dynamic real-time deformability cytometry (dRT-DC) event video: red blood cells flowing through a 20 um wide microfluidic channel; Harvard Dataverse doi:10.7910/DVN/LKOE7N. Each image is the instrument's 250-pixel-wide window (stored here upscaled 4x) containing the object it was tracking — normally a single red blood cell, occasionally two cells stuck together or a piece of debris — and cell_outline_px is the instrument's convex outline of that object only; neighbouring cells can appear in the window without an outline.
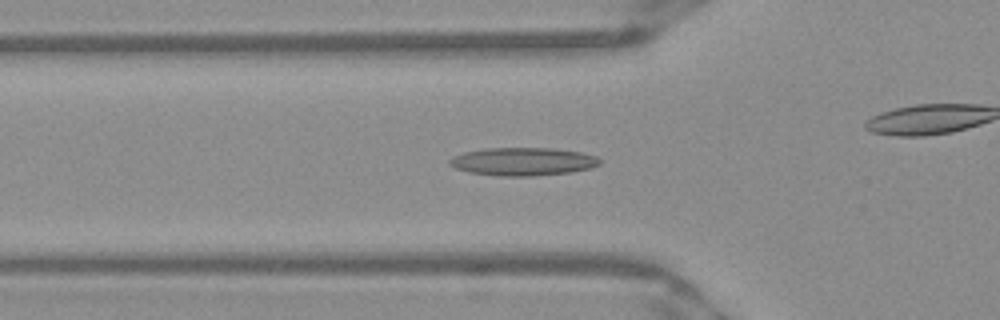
{"species": "Egyptian fruit bat (a non-hibernating species)", "species_latin": "Rousettus aegyptiacus", "temperature_condition": "warm", "stored_images_in_passage": 38, "camera_frame_rate_fps": 3000, "um_per_image_px": 0.085, "frame": {"image": 1, "passage_image": 8, "time_ms": 2.333, "image_size_px": [1000, 320], "cell_outline_px": [[600, 164], [592, 168], [572, 172], [532, 176], [500, 176], [468, 172], [456, 168], [448, 164], [448, 160], [452, 156], [464, 152], [488, 148], [552, 148], [580, 152], [596, 156], [600, 160]], "centroid_in_image_um": [44.44, 13.73], "position_along_channel_um": 81.4, "area_um2": 24.62}}
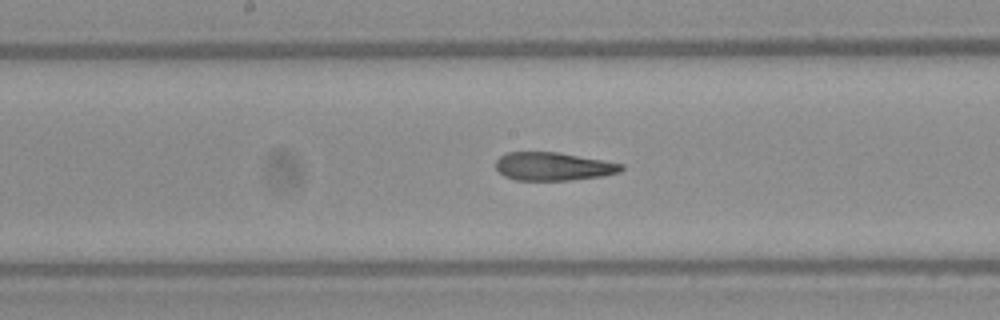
{"frame": {"image": 2, "passage_image": 17, "time_ms": 5.333, "image_size_px": [1000, 320], "cell_outline_px": [[624, 168], [620, 172], [600, 176], [572, 180], [516, 180], [504, 176], [496, 168], [496, 160], [500, 156], [508, 152], [556, 152], [604, 160], [624, 164]], "centroid_in_image_um": [47.03, 14.14], "position_along_channel_um": 201.2, "area_um2": 20.58}}
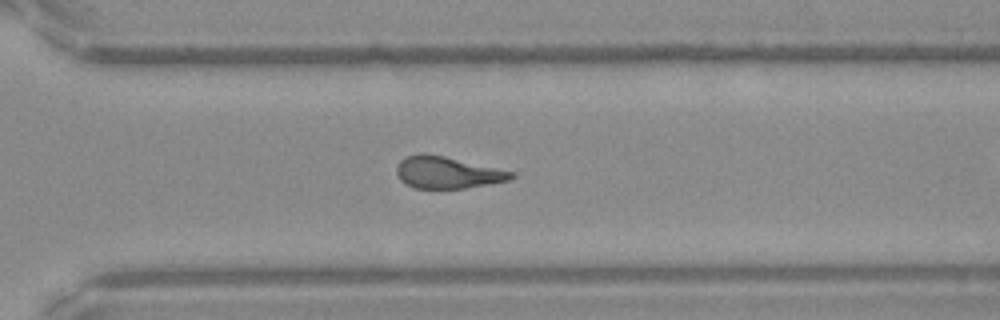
{"frame": {"image": 3, "passage_image": 27, "time_ms": 8.667, "image_size_px": [1000, 320], "cell_outline_px": [[516, 176], [508, 180], [464, 188], [416, 188], [404, 184], [400, 180], [396, 172], [396, 168], [400, 160], [404, 156], [420, 152], [424, 152], [444, 156], [512, 172]], "centroid_in_image_um": [37.92, 14.65], "position_along_channel_um": 332.7, "area_um2": 21.1}, "authors_computed_cell_mechanics": {"area_um2": 21.4727, "velocity_mm_per_s": 3.957, "shape_relaxation_time_tau1_ms": null, "shape_relaxation_time_tau2_ms": 2.9862, "deformation_change_tau1": null, "deformation_change_tau2": 0.1346}}